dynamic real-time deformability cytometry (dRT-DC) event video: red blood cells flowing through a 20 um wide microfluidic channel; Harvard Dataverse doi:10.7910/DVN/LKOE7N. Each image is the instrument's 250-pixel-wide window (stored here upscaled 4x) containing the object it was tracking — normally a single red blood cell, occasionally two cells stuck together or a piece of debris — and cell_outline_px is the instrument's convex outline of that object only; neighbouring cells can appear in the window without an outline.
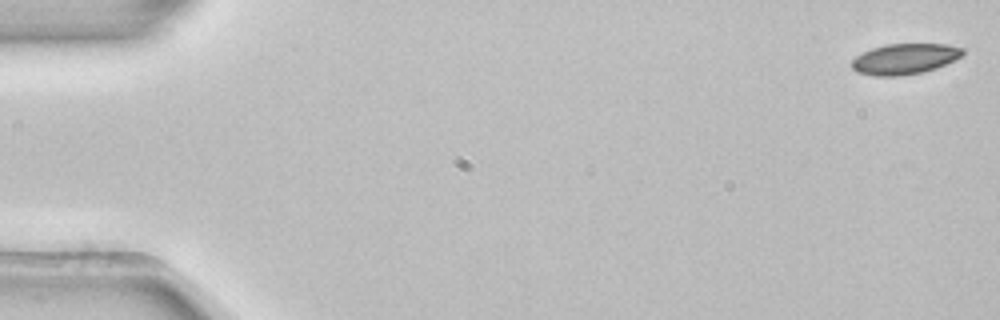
{"species": "common noctule bat (a hibernating species)", "species_latin": "Nyctalus noctula", "temperature_condition": "room temperature", "stored_images_in_passage": 5, "camera_frame_rate_fps": 3000, "um_per_image_px": 0.085, "animal": {"sex": "female", "body_mass_g": 22.7, "forearm_length_mm": 54.2}, "frame": {"image": 1, "passage_image": 1, "time_ms": 0.0, "image_size_px": [1000, 320], "cell_outline_px": [[964, 52], [960, 56], [936, 68], [920, 72], [900, 76], [876, 76], [856, 72], [852, 68], [852, 60], [856, 56], [872, 48], [888, 44], [948, 44], [964, 48]], "centroid_in_image_um": [76.88, 5.0], "position_along_channel_um": 8.1, "area_um2": 19.59}}
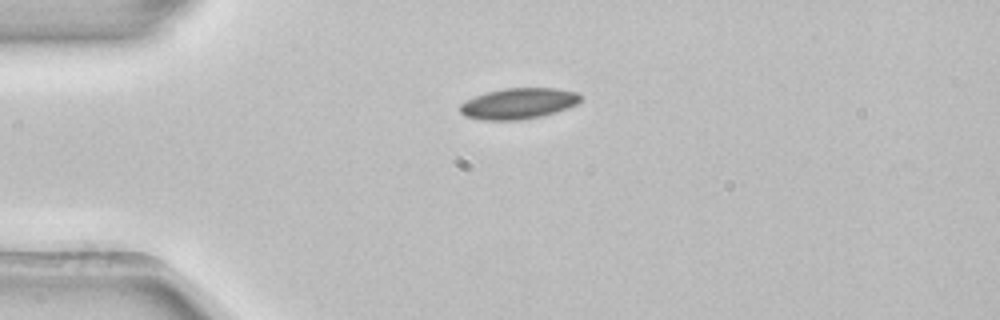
{"frame": {"image": 2, "passage_image": 4, "time_ms": 1.0, "image_size_px": [1000, 320], "cell_outline_px": [[580, 100], [576, 104], [568, 108], [556, 112], [540, 116], [520, 120], [484, 120], [464, 116], [460, 112], [460, 104], [476, 96], [488, 92], [504, 88], [556, 88], [580, 92]], "centroid_in_image_um": [44.09, 8.8], "position_along_channel_um": 40.9, "area_um2": 21.62}}